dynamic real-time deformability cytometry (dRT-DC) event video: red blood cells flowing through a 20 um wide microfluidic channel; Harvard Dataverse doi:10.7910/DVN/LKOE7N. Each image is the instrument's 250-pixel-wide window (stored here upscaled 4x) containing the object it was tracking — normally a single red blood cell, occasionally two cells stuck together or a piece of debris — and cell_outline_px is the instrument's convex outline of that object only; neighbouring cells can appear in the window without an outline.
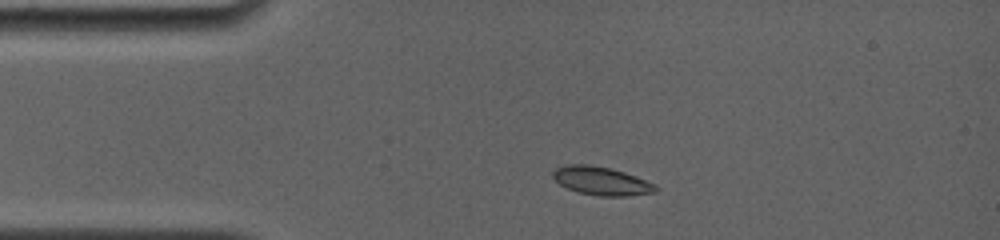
{"species": "common noctule bat (a hibernating species)", "species_latin": "Nyctalus noctula", "temperature_condition": "room temperature", "stored_images_in_passage": 12, "camera_frame_rate_fps": 4000, "um_per_image_px": 0.085, "animal": {"sex": "female", "body_mass_g": 19.0, "forearm_length_mm": 56.7}, "frame": {"image": 1, "passage_image": 2, "time_ms": 0.75, "image_size_px": [1000, 240], "cell_outline_px": [[660, 188], [656, 192], [628, 196], [596, 196], [580, 192], [568, 188], [560, 184], [552, 176], [552, 172], [556, 168], [568, 164], [588, 164], [608, 168], [624, 172], [636, 176], [656, 184]], "centroid_in_image_um": [51.16, 15.38], "position_along_channel_um": 33.8, "area_um2": 16.99}}
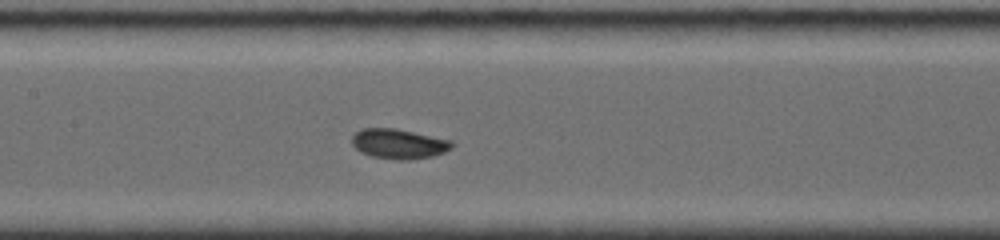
{"frame": {"image": 2, "passage_image": 8, "time_ms": 5.25, "image_size_px": [1000, 240], "cell_outline_px": [[452, 148], [444, 152], [432, 156], [408, 160], [396, 160], [372, 156], [360, 152], [352, 144], [352, 136], [360, 128], [396, 128], [452, 140]], "centroid_in_image_um": [33.88, 12.22], "position_along_channel_um": 173.5, "area_um2": 17.46}}
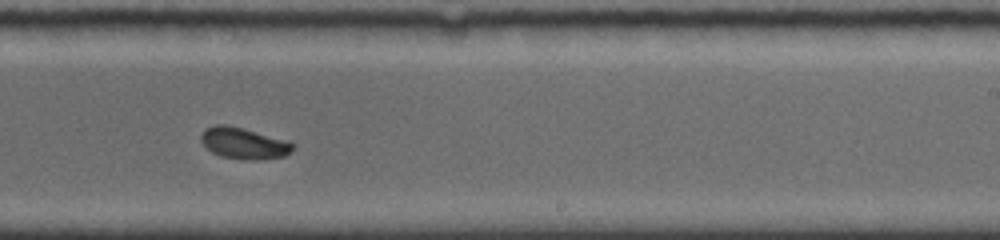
{"frame": {"image": 3, "passage_image": 11, "time_ms": 7.75, "image_size_px": [1000, 240], "cell_outline_px": [[296, 144], [284, 156], [256, 160], [240, 160], [220, 156], [212, 152], [200, 140], [200, 136], [204, 128], [216, 124], [228, 124], [292, 140]], "centroid_in_image_um": [20.74, 12.16], "position_along_channel_um": 268.3, "area_um2": 17.22}}